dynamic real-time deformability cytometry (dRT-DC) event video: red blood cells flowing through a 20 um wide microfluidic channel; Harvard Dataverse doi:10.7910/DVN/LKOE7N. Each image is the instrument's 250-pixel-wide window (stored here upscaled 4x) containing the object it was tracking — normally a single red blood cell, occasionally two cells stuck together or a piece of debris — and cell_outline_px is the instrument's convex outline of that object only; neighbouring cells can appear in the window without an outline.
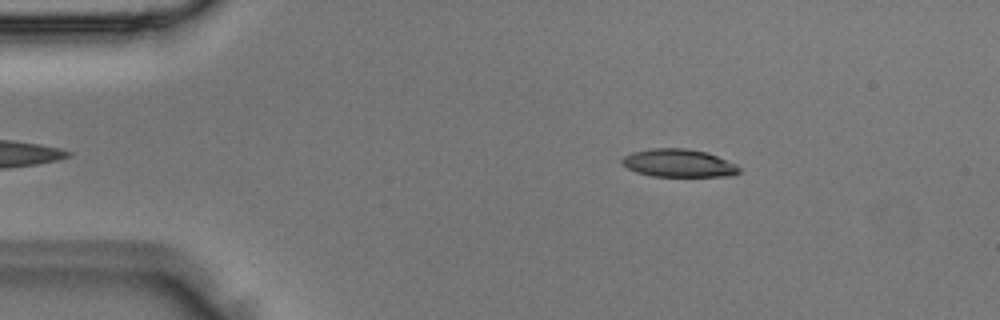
{"species": "Egyptian fruit bat (a non-hibernating species)", "species_latin": "Rousettus aegyptiacus", "temperature_condition": "room temperature", "stored_images_in_passage": 3, "camera_frame_rate_fps": 3000, "um_per_image_px": 0.085, "animal": {"sex": "male"}, "frame": {"image": 1, "passage_image": 3, "time_ms": 0.667, "image_size_px": [1000, 320], "cell_outline_px": [[740, 172], [736, 176], [652, 176], [636, 172], [620, 164], [620, 160], [624, 156], [632, 152], [648, 148], [688, 148], [708, 152], [736, 164], [740, 168]], "centroid_in_image_um": [57.68, 13.86], "position_along_channel_um": 27.3, "area_um2": 19.36}}